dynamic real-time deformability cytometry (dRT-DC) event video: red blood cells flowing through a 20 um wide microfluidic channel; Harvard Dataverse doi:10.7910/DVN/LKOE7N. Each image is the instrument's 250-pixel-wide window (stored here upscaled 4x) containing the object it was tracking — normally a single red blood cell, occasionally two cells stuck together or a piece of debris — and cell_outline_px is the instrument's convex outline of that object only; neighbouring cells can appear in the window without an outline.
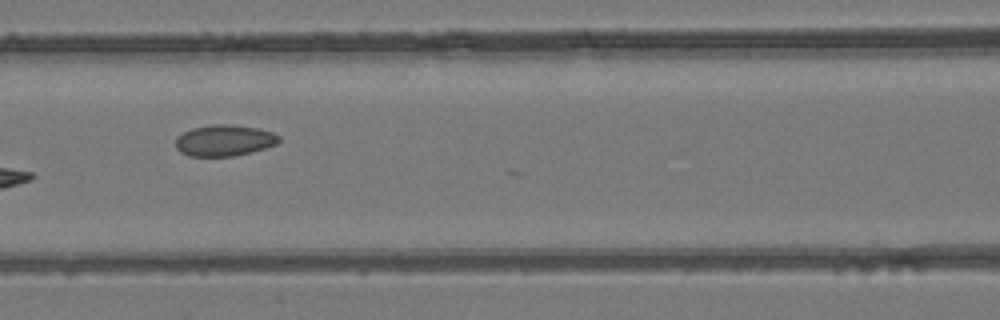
{"species": "common noctule bat (a hibernating species)", "species_latin": "Nyctalus noctula", "temperature_condition": "room temperature", "stored_images_in_passage": 7, "camera_frame_rate_fps": 3000, "um_per_image_px": 0.085, "animal": {"sex": "female", "body_mass_g": 24.6, "forearm_length_mm": 56.2}, "frame": {"image": 1, "passage_image": 7, "time_ms": 7.333, "image_size_px": [1000, 320], "cell_outline_px": [[280, 140], [276, 144], [264, 148], [232, 156], [188, 156], [180, 152], [176, 148], [176, 136], [192, 128], [212, 124], [232, 124], [260, 128], [272, 132], [280, 136]], "centroid_in_image_um": [19.05, 11.92], "position_along_channel_um": 147.6, "area_um2": 18.84}}